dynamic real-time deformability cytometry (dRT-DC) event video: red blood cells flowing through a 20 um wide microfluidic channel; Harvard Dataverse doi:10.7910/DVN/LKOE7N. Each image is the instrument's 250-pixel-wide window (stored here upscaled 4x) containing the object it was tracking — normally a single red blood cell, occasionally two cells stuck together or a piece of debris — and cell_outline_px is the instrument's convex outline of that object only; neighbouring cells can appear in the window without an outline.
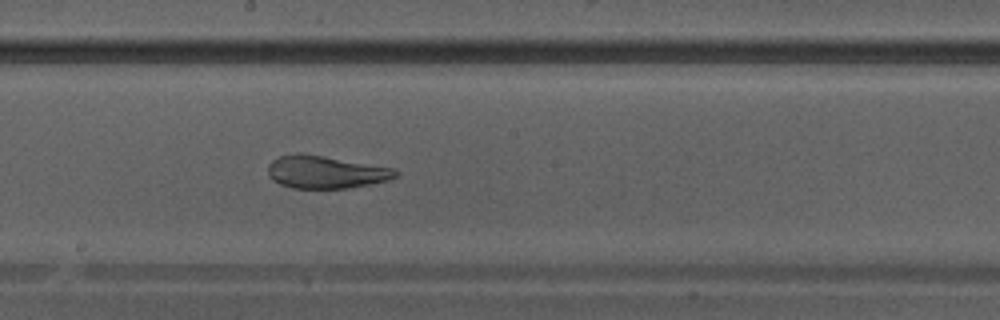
{"species": "Egyptian fruit bat (a non-hibernating species)", "species_latin": "Rousettus aegyptiacus", "temperature_condition": "warm", "stored_images_in_passage": 40, "camera_frame_rate_fps": 3000, "um_per_image_px": 0.085, "animal": {"sex": "male"}, "frame": {"image": 1, "passage_image": 23, "time_ms": 7.333, "image_size_px": [1000, 320], "cell_outline_px": [[400, 172], [396, 176], [388, 180], [348, 188], [292, 188], [280, 184], [272, 180], [268, 176], [268, 164], [272, 160], [280, 156], [324, 156], [396, 168]], "centroid_in_image_um": [27.73, 14.65], "position_along_channel_um": 220.5, "area_um2": 23.76}}